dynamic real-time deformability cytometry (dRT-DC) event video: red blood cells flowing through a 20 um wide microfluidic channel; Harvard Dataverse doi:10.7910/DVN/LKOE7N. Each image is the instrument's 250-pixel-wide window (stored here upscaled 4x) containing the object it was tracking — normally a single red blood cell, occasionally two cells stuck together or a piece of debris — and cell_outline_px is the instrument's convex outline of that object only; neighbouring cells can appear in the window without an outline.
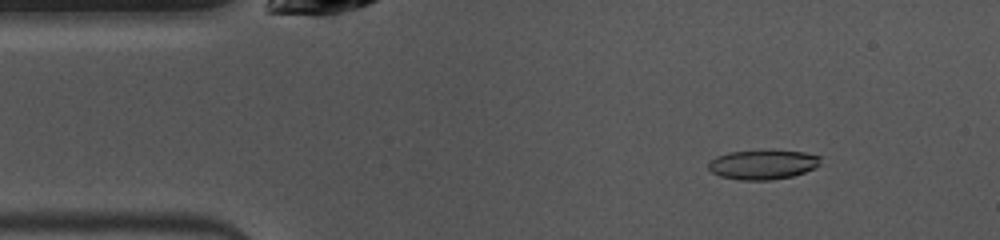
{"species": "common noctule bat (a hibernating species)", "species_latin": "Nyctalus noctula", "temperature_condition": "warm", "stored_images_in_passage": 42, "camera_frame_rate_fps": 3000, "um_per_image_px": 0.085, "animal": {"sex": "female", "body_mass_g": 10.0, "forearm_length_mm": 53.1}, "frame": {"image": 1, "passage_image": 6, "time_ms": 1.667, "image_size_px": [1000, 240], "cell_outline_px": [[820, 164], [816, 168], [792, 176], [772, 180], [740, 180], [720, 176], [712, 172], [708, 168], [708, 160], [716, 156], [728, 152], [764, 148], [804, 152], [820, 156]], "centroid_in_image_um": [64.82, 13.95], "position_along_channel_um": 20.2, "area_um2": 20.0}}
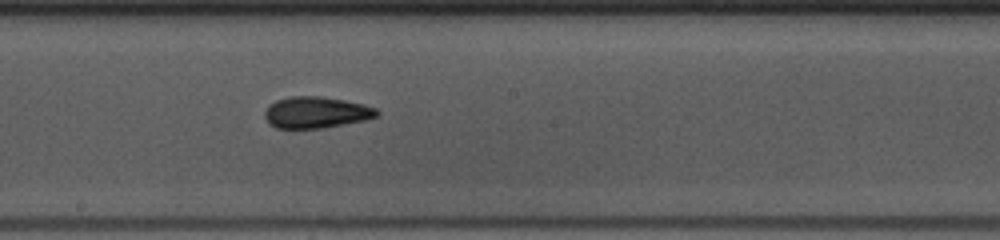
{"frame": {"image": 2, "passage_image": 25, "time_ms": 8.0, "image_size_px": [1000, 240], "cell_outline_px": [[380, 112], [376, 116], [368, 120], [324, 128], [276, 128], [268, 124], [264, 116], [264, 112], [268, 104], [276, 100], [292, 96], [320, 96], [344, 100], [364, 104], [376, 108]], "centroid_in_image_um": [26.86, 9.56], "position_along_channel_um": 221.3, "area_um2": 20.81}}
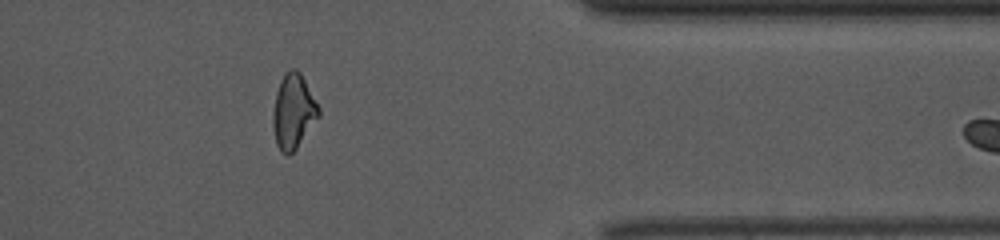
{"frame": {"image": 3, "passage_image": 39, "time_ms": 12.667, "image_size_px": [1000, 240], "cell_outline_px": [[320, 116], [296, 148], [288, 156], [280, 152], [276, 144], [272, 124], [272, 116], [276, 92], [280, 80], [284, 72], [292, 68], [296, 68], [300, 72], [320, 108]], "centroid_in_image_um": [24.92, 9.47], "position_along_channel_um": 386.5, "area_um2": 20.0}, "authors_computed_cell_mechanics": {"area_um2": 19.9121, "velocity_mm_per_s": 4.0063, "shape_relaxation_time_tau1_ms": 5.2843, "shape_relaxation_time_tau2_ms": 2.6377, "deformation_change_tau1": 0.1861, "deformation_change_tau2": 0.1005}}